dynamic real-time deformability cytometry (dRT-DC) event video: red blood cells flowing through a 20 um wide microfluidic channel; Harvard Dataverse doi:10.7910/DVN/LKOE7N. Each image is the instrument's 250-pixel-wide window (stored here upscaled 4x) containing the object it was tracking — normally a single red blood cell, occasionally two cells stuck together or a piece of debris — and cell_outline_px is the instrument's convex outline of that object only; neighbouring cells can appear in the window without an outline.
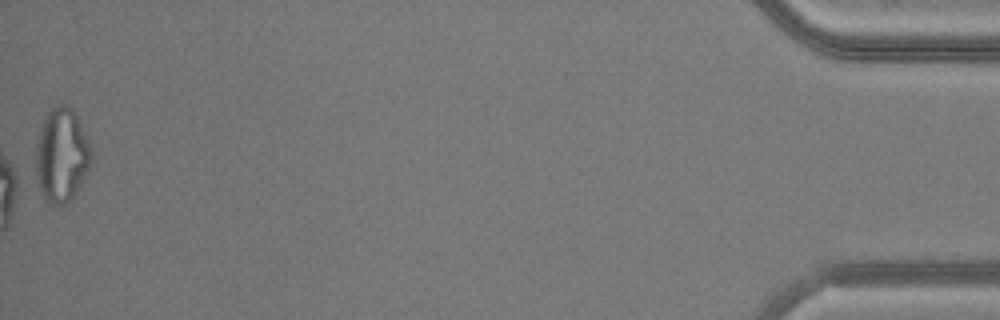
{"species": "common noctule bat (a hibernating species)", "species_latin": "Nyctalus noctula", "temperature_condition": "warm", "stored_images_in_passage": 51, "camera_frame_rate_fps": 3000, "um_per_image_px": 0.085, "animal": {"sex": "male", "body_mass_g": 20.5, "forearm_length_mm": 52.5}, "frame": {"image": 1, "passage_image": 51, "time_ms": 16.667, "image_size_px": [1000, 320], "cell_outline_px": [[92, 160], [76, 192], [64, 204], [48, 204], [44, 200], [40, 192], [32, 172], [36, 144], [40, 128], [48, 112], [52, 108], [60, 104], [64, 104], [72, 108], [92, 148]], "centroid_in_image_um": [5.17, 13.22], "position_along_channel_um": 430.0, "area_um2": 30.75}}